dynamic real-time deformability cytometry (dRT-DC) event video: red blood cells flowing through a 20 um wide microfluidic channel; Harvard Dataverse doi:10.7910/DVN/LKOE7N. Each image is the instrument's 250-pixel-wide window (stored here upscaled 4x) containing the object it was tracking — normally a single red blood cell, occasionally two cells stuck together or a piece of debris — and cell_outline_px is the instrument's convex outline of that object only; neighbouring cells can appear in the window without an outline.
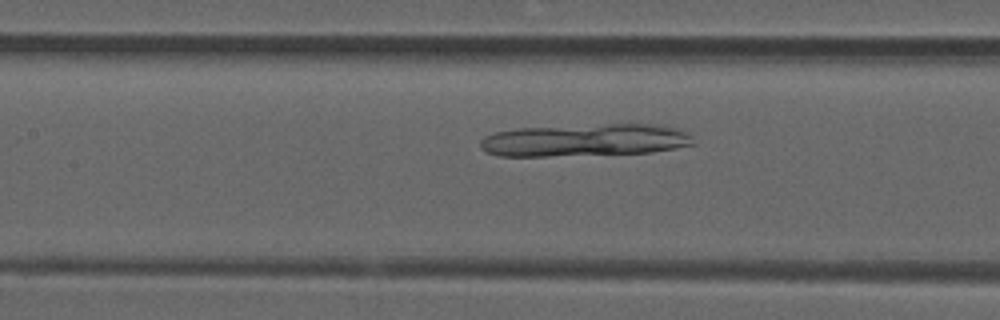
{"species": "common noctule bat (a hibernating species)", "species_latin": "Nyctalus noctula", "temperature_condition": "room temperature", "stored_images_in_passage": 44, "camera_frame_rate_fps": 3000, "um_per_image_px": 0.085, "animal": {"sex": "male", "forearm_length_mm": 52.5}, "frame": {"image": 1, "passage_image": 16, "time_ms": 5.0, "image_size_px": [1000, 320], "cell_outline_px": [[696, 144], [676, 148], [652, 152], [548, 156], [500, 156], [488, 152], [480, 148], [480, 140], [484, 136], [492, 132], [520, 128], [608, 124], [652, 124], [680, 128], [692, 136]], "centroid_in_image_um": [49.74, 11.91], "position_along_channel_um": 157.7, "area_um2": 40.4}}
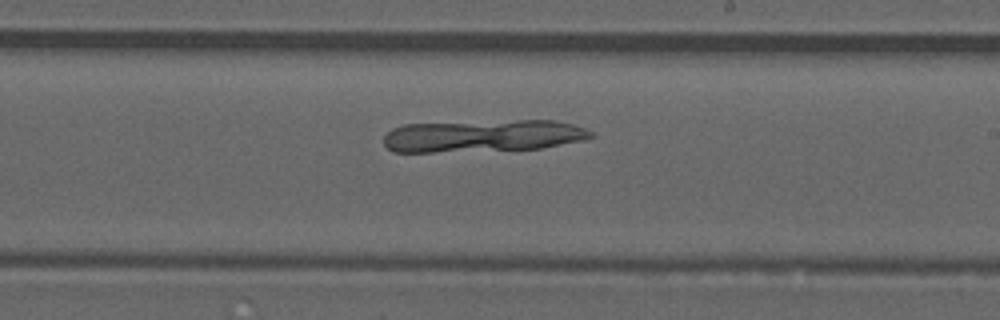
{"frame": {"image": 2, "passage_image": 23, "time_ms": 7.333, "image_size_px": [1000, 320], "cell_outline_px": [[592, 136], [588, 140], [540, 148], [432, 152], [392, 152], [384, 144], [384, 136], [392, 128], [404, 124], [516, 120], [556, 120], [572, 124], [584, 128], [592, 132]], "centroid_in_image_um": [41.05, 11.54], "position_along_channel_um": 247.9, "area_um2": 38.96}}
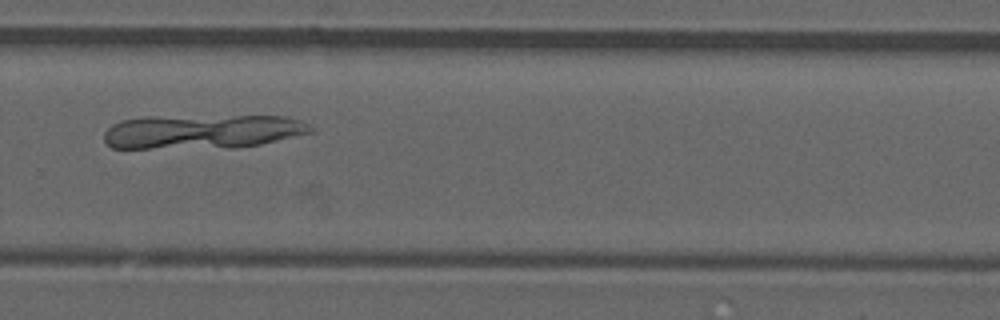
{"frame": {"image": 3, "passage_image": 28, "time_ms": 9.0, "image_size_px": [1000, 320], "cell_outline_px": [[312, 132], [260, 144], [236, 148], [112, 148], [104, 140], [104, 132], [112, 124], [120, 120], [144, 116], [288, 116], [300, 120], [308, 124], [312, 128]], "centroid_in_image_um": [17.16, 11.18], "position_along_channel_um": 312.6, "area_um2": 41.56}}